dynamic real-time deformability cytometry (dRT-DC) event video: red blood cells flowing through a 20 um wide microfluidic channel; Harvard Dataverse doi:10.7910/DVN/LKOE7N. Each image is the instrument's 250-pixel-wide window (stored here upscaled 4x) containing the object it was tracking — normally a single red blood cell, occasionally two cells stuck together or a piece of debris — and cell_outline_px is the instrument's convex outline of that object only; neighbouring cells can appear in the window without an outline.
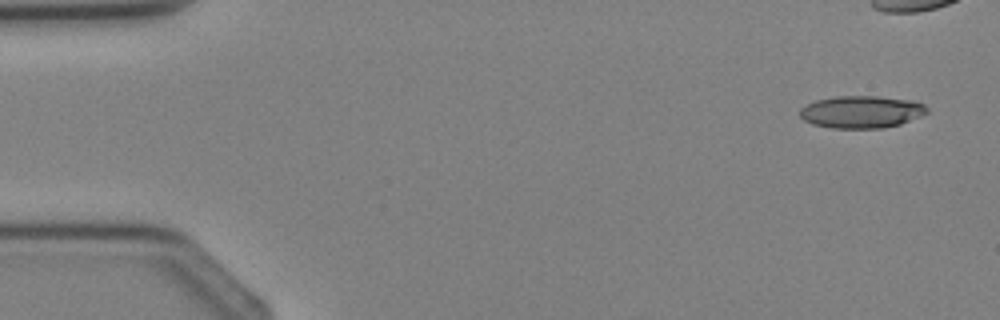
{"species": "Egyptian fruit bat (a non-hibernating species)", "species_latin": "Rousettus aegyptiacus", "temperature_condition": "cold", "stored_images_in_passage": 4, "camera_frame_rate_fps": 3000, "um_per_image_px": 0.085, "animal": {"sex": "female"}, "frame": {"image": 1, "passage_image": 1, "time_ms": 0.0, "image_size_px": [1000, 320], "cell_outline_px": [[928, 112], [920, 116], [900, 124], [884, 128], [832, 128], [812, 124], [804, 120], [800, 116], [800, 108], [816, 100], [836, 96], [880, 96], [912, 100], [924, 104], [928, 108]], "centroid_in_image_um": [73.23, 9.5], "position_along_channel_um": 11.8, "area_um2": 23.99}}
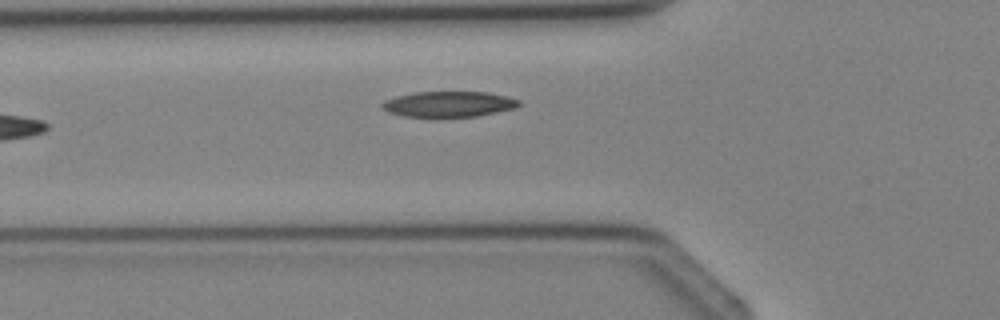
{"frame": {"image": 2, "passage_image": 4, "time_ms": 4.333, "image_size_px": [1000, 320], "cell_outline_px": [[524, 104], [516, 108], [476, 116], [440, 120], [432, 120], [404, 116], [388, 112], [380, 108], [380, 104], [384, 100], [396, 96], [416, 92], [484, 92], [504, 96], [520, 100]], "centroid_in_image_um": [38.08, 8.9], "position_along_channel_um": 87.7, "area_um2": 21.44}}